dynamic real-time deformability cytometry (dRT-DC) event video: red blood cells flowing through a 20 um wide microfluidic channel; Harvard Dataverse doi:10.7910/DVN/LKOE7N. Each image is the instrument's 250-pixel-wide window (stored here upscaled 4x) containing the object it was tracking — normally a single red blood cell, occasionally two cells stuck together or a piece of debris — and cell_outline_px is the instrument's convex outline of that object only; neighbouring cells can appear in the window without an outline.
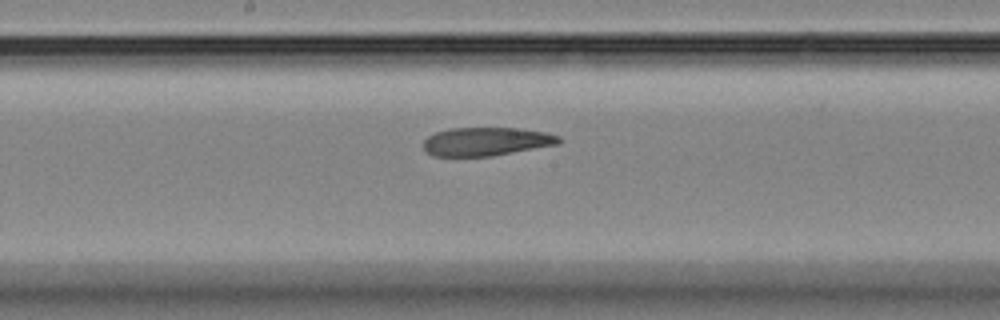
{"species": "Egyptian fruit bat (a non-hibernating species)", "species_latin": "Rousettus aegyptiacus", "temperature_condition": "room temperature", "stored_images_in_passage": 9, "camera_frame_rate_fps": 3000, "um_per_image_px": 0.085, "animal": {"sex": "female"}, "frame": {"image": 1, "passage_image": 9, "time_ms": 10.333, "image_size_px": [1000, 320], "cell_outline_px": [[564, 140], [560, 144], [492, 156], [432, 156], [424, 152], [424, 140], [428, 136], [436, 132], [448, 128], [516, 128], [544, 132], [560, 136]], "centroid_in_image_um": [41.34, 12.03], "position_along_channel_um": 206.9, "area_um2": 22.66}}